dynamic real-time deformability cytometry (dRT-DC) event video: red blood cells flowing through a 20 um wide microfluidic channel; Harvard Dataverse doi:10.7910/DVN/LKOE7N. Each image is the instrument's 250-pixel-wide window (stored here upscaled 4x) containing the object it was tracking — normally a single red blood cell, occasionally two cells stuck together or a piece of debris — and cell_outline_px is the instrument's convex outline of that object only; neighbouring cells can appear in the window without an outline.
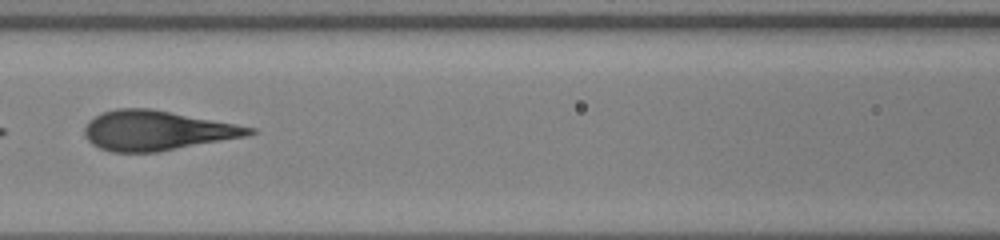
{"species": "human", "species_latin": "Homo sapiens", "temperature_condition": "warm", "stored_images_in_passage": 49, "camera_frame_rate_fps": 3000, "um_per_image_px": 0.085, "donor": {"sex": "male"}, "frame": {"image": 1, "passage_image": 22, "time_ms": 7.0, "image_size_px": [1000, 240], "cell_outline_px": [[256, 132], [248, 136], [156, 152], [112, 152], [100, 148], [92, 144], [84, 136], [84, 128], [88, 120], [104, 112], [116, 108], [152, 108], [236, 124], [256, 128]], "centroid_in_image_um": [13.32, 11.09], "position_along_channel_um": 153.3, "area_um2": 38.09}}
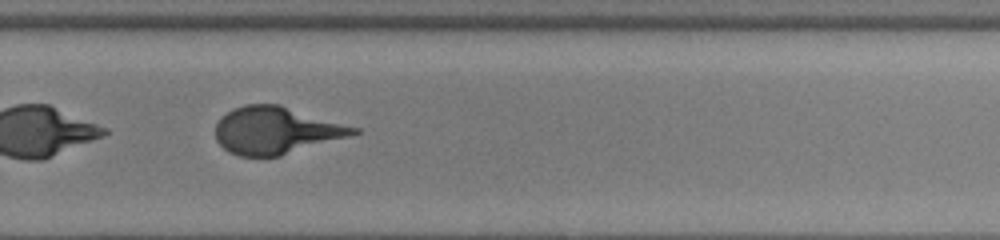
{"frame": {"image": 2, "passage_image": 33, "time_ms": 10.667, "image_size_px": [1000, 240], "cell_outline_px": [[360, 132], [348, 136], [280, 156], [236, 156], [228, 152], [216, 140], [216, 124], [220, 116], [232, 108], [244, 104], [280, 104], [360, 128]], "centroid_in_image_um": [23.42, 11.07], "position_along_channel_um": 306.4, "area_um2": 38.03}}
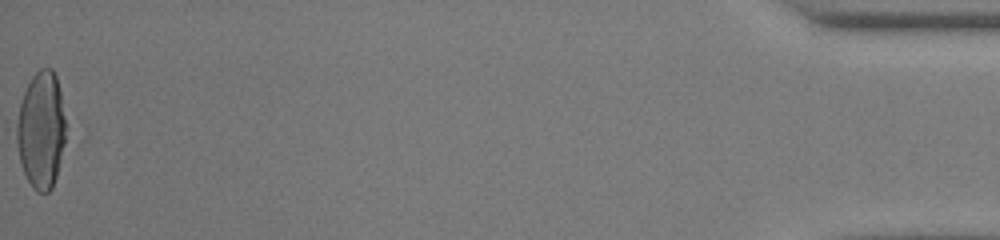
{"frame": {"image": 3, "passage_image": 49, "time_ms": 16.0, "image_size_px": [1000, 240], "cell_outline_px": [[64, 144], [56, 176], [52, 188], [48, 192], [36, 192], [32, 188], [24, 172], [20, 160], [16, 140], [16, 124], [20, 104], [24, 92], [32, 76], [40, 68], [52, 68], [56, 76], [60, 92], [64, 116]], "centroid_in_image_um": [3.48, 11.05], "position_along_channel_um": 431.7, "area_um2": 33.12}}